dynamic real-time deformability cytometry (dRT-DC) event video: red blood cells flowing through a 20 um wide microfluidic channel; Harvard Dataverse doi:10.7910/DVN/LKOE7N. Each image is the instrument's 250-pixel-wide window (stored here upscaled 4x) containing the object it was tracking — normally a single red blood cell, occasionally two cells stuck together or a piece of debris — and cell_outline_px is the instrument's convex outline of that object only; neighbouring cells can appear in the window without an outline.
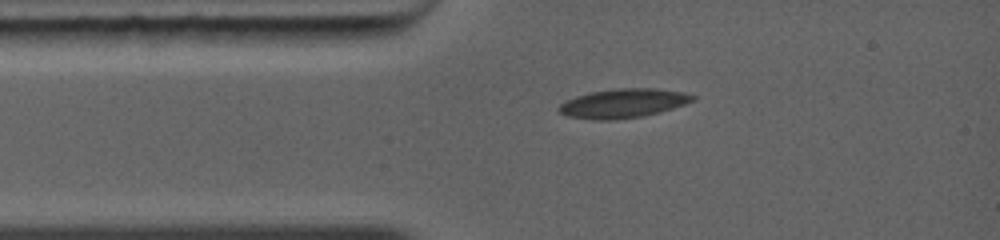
{"species": "common noctule bat (a hibernating species)", "species_latin": "Nyctalus noctula", "temperature_condition": "warm", "stored_images_in_passage": 4, "camera_frame_rate_fps": 5000, "um_per_image_px": 0.085, "animal": {"sex": "female", "body_mass_g": 19.0, "forearm_length_mm": 56.7}, "frame": {"image": 1, "passage_image": 1, "time_ms": 0.0, "image_size_px": [1000, 240], "cell_outline_px": [[696, 100], [660, 112], [640, 116], [612, 120], [592, 120], [568, 116], [560, 112], [556, 108], [564, 100], [576, 96], [592, 92], [620, 88], [656, 88], [684, 92], [696, 96]], "centroid_in_image_um": [52.96, 8.78], "position_along_channel_um": 32.0, "area_um2": 22.66}}